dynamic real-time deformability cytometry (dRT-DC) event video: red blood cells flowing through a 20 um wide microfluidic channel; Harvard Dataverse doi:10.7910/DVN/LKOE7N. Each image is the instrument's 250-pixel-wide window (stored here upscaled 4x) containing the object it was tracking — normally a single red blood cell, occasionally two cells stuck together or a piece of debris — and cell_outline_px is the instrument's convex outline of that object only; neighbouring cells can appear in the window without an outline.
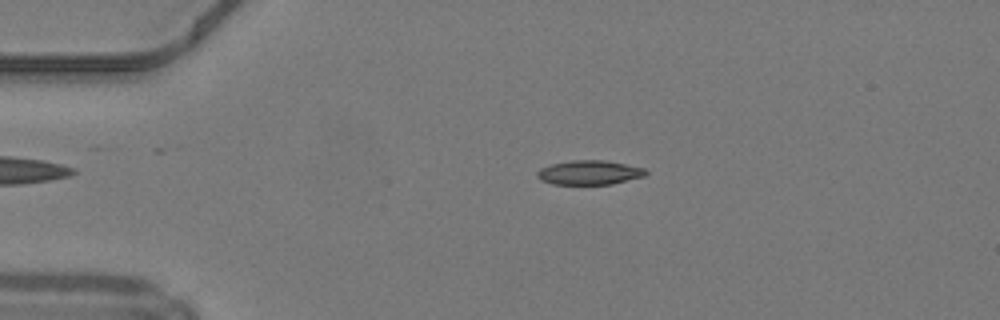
{"species": "common noctule bat (a hibernating species)", "species_latin": "Nyctalus noctula", "temperature_condition": "warm", "stored_images_in_passage": 39, "camera_frame_rate_fps": 3000, "um_per_image_px": 0.085, "animal": {"sex": "male", "body_mass_g": 19.2, "forearm_length_mm": 51.8}, "frame": {"image": 1, "passage_image": 11, "time_ms": 3.333, "image_size_px": [1000, 320], "cell_outline_px": [[648, 172], [644, 176], [612, 184], [552, 184], [540, 180], [536, 176], [536, 172], [540, 168], [552, 164], [572, 160], [604, 160], [644, 168]], "centroid_in_image_um": [50.06, 14.67], "position_along_channel_um": 34.9, "area_um2": 15.32}}
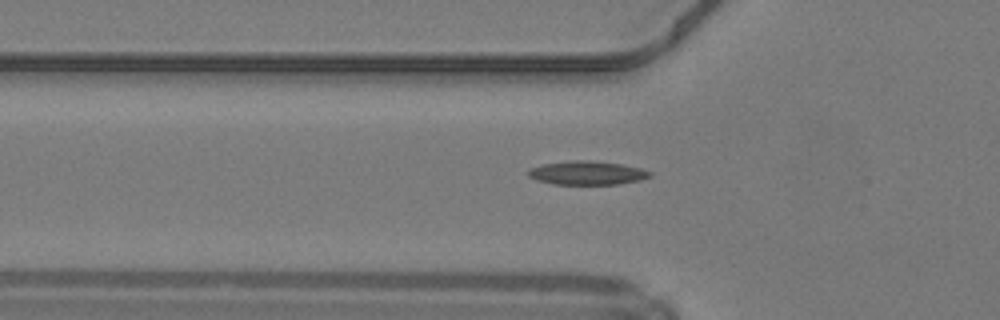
{"frame": {"image": 2, "passage_image": 17, "time_ms": 5.333, "image_size_px": [1000, 320], "cell_outline_px": [[652, 176], [640, 180], [616, 184], [552, 184], [536, 180], [528, 176], [528, 168], [544, 164], [576, 160], [588, 160], [620, 164], [640, 168], [652, 172]], "centroid_in_image_um": [49.89, 14.7], "position_along_channel_um": 75.9, "area_um2": 16.7}}
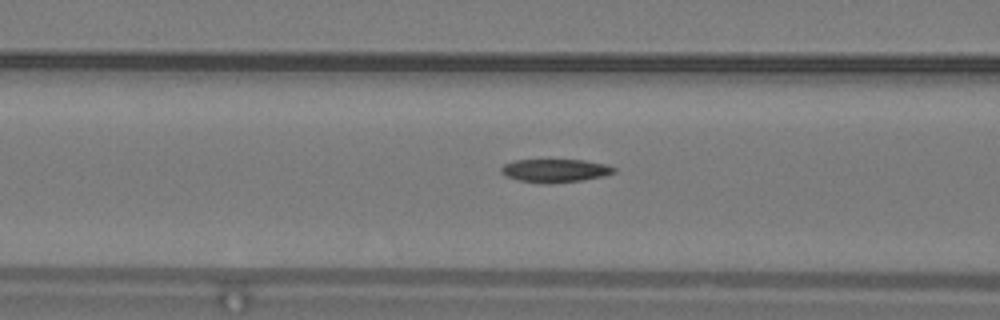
{"frame": {"image": 3, "passage_image": 20, "time_ms": 6.333, "image_size_px": [1000, 320], "cell_outline_px": [[616, 172], [604, 176], [584, 180], [548, 184], [544, 184], [520, 180], [504, 176], [500, 172], [500, 168], [504, 164], [512, 160], [584, 160], [604, 164], [616, 168]], "centroid_in_image_um": [47.16, 14.51], "position_along_channel_um": 119.4, "area_um2": 15.43}, "authors_computed_cell_mechanics": {"area_um2": 15.4326, "velocity_mm_per_s": 4.2522, "shape_relaxation_time_tau1_ms": null, "shape_relaxation_time_tau2_ms": 8.6598, "deformation_change_tau1": null, "deformation_change_tau2": 0.1878}}